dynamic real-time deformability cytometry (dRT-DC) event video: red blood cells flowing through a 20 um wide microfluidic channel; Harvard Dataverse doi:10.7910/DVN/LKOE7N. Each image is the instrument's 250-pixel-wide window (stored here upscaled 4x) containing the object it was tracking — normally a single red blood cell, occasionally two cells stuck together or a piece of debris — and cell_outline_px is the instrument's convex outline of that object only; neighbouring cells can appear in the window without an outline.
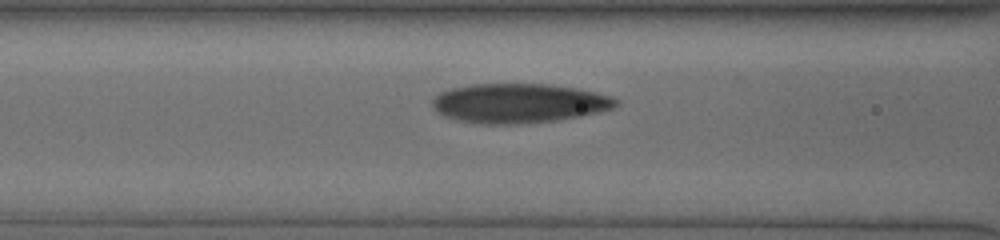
{"species": "human", "species_latin": "Homo sapiens", "temperature_condition": "cold", "stored_images_in_passage": 31, "camera_frame_rate_fps": 3000, "um_per_image_px": 0.085, "donor": {"sex": "male"}, "frame": {"image": 1, "passage_image": 5, "time_ms": 1.333, "image_size_px": [1000, 240], "cell_outline_px": [[616, 104], [612, 108], [580, 116], [560, 120], [520, 124], [480, 124], [456, 120], [444, 116], [432, 104], [432, 100], [440, 92], [452, 88], [472, 84], [548, 84], [576, 88], [612, 96], [616, 100]], "centroid_in_image_um": [44.08, 8.78], "position_along_channel_um": 122.5, "area_um2": 41.96}}
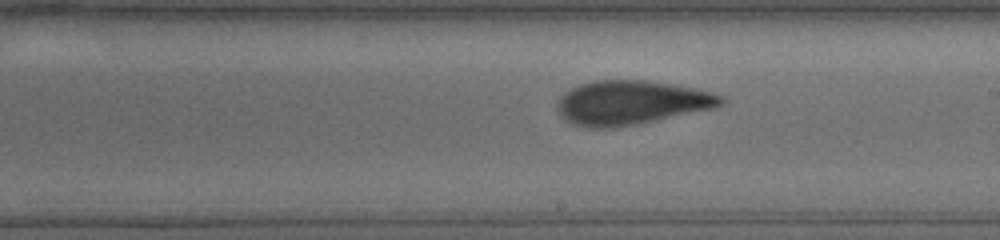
{"frame": {"image": 2, "passage_image": 14, "time_ms": 4.333, "image_size_px": [1000, 240], "cell_outline_px": [[724, 100], [720, 104], [712, 108], [636, 124], [612, 128], [592, 128], [572, 124], [560, 116], [556, 108], [556, 104], [560, 96], [564, 92], [580, 84], [596, 80], [644, 80], [692, 88], [712, 92], [720, 96]], "centroid_in_image_um": [53.55, 8.73], "position_along_channel_um": 235.4, "area_um2": 41.56}}
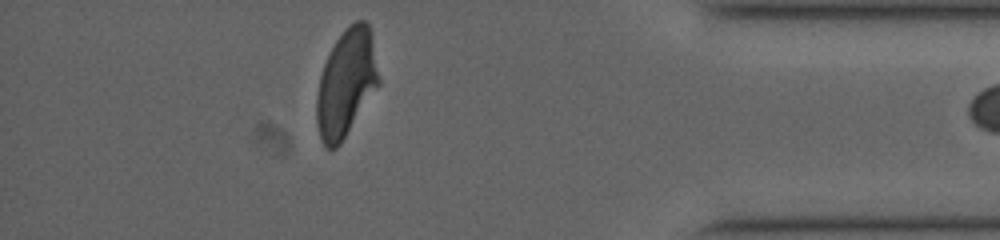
{"frame": {"image": 3, "passage_image": 30, "time_ms": 9.667, "image_size_px": [1000, 240], "cell_outline_px": [[380, 84], [340, 144], [336, 148], [328, 148], [320, 140], [316, 124], [316, 96], [320, 76], [324, 64], [336, 40], [344, 28], [348, 24], [356, 20], [364, 20], [368, 24], [380, 80]], "centroid_in_image_um": [29.41, 7.08], "position_along_channel_um": 405.8, "area_um2": 38.55}}